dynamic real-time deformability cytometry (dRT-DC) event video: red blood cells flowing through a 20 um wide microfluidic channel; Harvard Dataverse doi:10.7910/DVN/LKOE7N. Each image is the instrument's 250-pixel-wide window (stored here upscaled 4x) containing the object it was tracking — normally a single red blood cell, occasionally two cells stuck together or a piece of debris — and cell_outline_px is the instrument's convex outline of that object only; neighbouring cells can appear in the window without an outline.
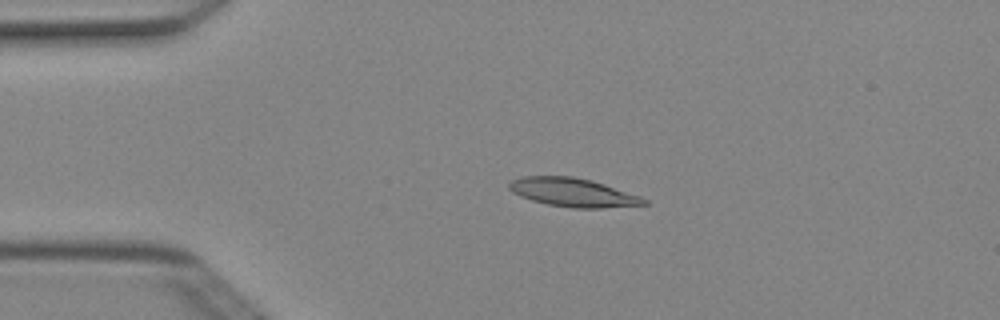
{"species": "Egyptian fruit bat (a non-hibernating species)", "species_latin": "Rousettus aegyptiacus", "temperature_condition": "cold", "stored_images_in_passage": 3, "camera_frame_rate_fps": 3000, "um_per_image_px": 0.085, "animal": {"sex": "female"}, "frame": {"image": 1, "passage_image": 2, "time_ms": 0.333, "image_size_px": [1000, 320], "cell_outline_px": [[648, 204], [600, 208], [572, 208], [548, 204], [532, 200], [520, 196], [512, 192], [508, 188], [508, 184], [512, 180], [520, 176], [572, 176], [592, 180], [640, 196], [648, 200]], "centroid_in_image_um": [48.68, 16.35], "position_along_channel_um": 36.3, "area_um2": 22.43}}